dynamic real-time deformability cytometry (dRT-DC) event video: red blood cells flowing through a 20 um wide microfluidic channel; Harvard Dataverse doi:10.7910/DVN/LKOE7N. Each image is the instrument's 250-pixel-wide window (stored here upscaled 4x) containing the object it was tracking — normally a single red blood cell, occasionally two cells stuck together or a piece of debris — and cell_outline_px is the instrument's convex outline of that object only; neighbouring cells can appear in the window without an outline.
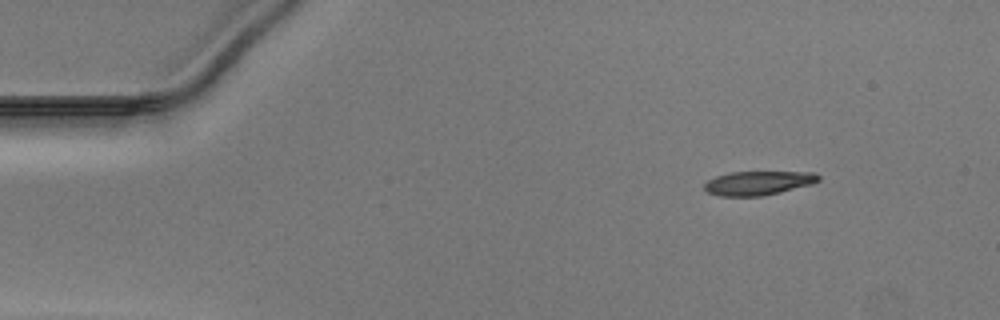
{"species": "Egyptian fruit bat (a non-hibernating species)", "species_latin": "Rousettus aegyptiacus", "temperature_condition": "warm", "stored_images_in_passage": 45, "camera_frame_rate_fps": 3000, "um_per_image_px": 0.085, "animal": {"sex": "male"}, "frame": {"image": 1, "passage_image": 1, "time_ms": 0.0, "image_size_px": [1000, 320], "cell_outline_px": [[820, 180], [812, 184], [780, 192], [760, 196], [720, 196], [708, 192], [704, 188], [704, 184], [708, 180], [716, 176], [728, 172], [816, 172], [820, 176]], "centroid_in_image_um": [64.46, 15.55], "position_along_channel_um": 20.5, "area_um2": 15.95}}
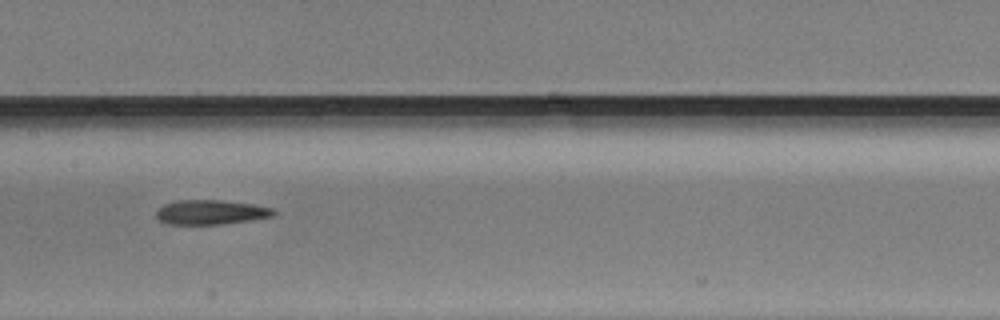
{"frame": {"image": 2, "passage_image": 20, "time_ms": 6.333, "image_size_px": [1000, 320], "cell_outline_px": [[276, 212], [272, 216], [252, 220], [224, 224], [168, 224], [160, 220], [156, 216], [156, 212], [164, 204], [176, 200], [220, 200], [252, 204], [272, 208]], "centroid_in_image_um": [17.92, 18.04], "position_along_channel_um": 189.5, "area_um2": 16.7}}
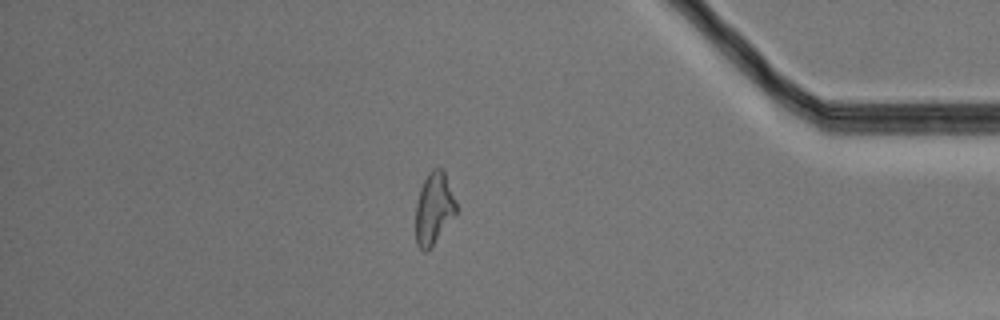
{"frame": {"image": 3, "passage_image": 38, "time_ms": 12.333, "image_size_px": [1000, 320], "cell_outline_px": [[456, 212], [432, 244], [424, 252], [416, 244], [416, 204], [420, 188], [428, 172], [432, 168], [444, 168], [456, 200]], "centroid_in_image_um": [36.87, 17.63], "position_along_channel_um": 398.3, "area_um2": 16.7}}